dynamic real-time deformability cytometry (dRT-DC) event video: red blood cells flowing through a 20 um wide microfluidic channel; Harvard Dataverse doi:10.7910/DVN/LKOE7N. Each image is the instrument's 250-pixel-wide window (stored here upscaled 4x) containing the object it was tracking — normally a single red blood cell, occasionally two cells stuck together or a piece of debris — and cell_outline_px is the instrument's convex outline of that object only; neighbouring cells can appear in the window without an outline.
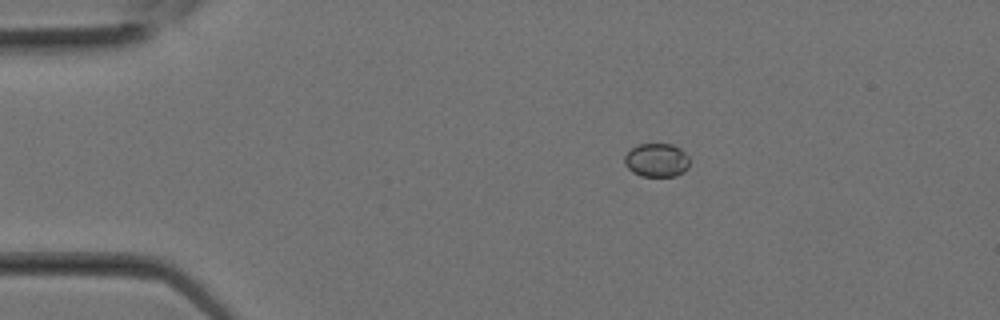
{"species": "Egyptian fruit bat (a non-hibernating species)", "species_latin": "Rousettus aegyptiacus", "temperature_condition": "room temperature", "stored_images_in_passage": 15, "camera_frame_rate_fps": 3000, "um_per_image_px": 0.085, "animal": {"sex": "female"}, "frame": {"image": 1, "passage_image": 1, "time_ms": 0.0, "image_size_px": [1000, 320], "cell_outline_px": [[688, 168], [684, 172], [676, 176], [640, 176], [632, 172], [624, 164], [624, 156], [632, 148], [640, 144], [672, 144], [680, 148], [688, 156]], "centroid_in_image_um": [55.81, 13.62], "position_along_channel_um": 29.2, "area_um2": 12.77}}
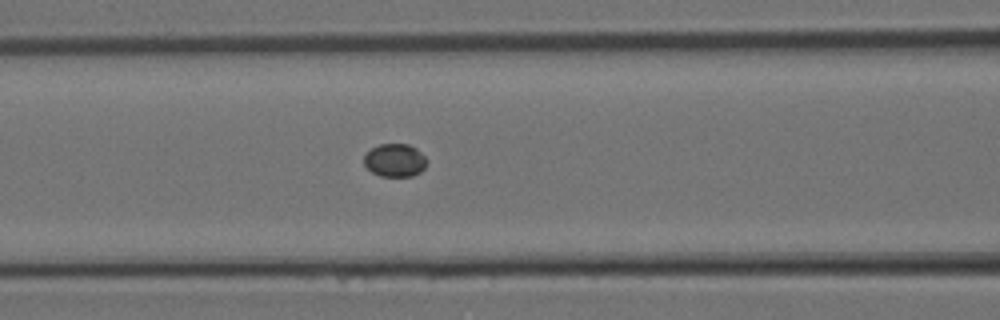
{"frame": {"image": 2, "passage_image": 7, "time_ms": 2.0, "image_size_px": [1000, 320], "cell_outline_px": [[428, 160], [424, 168], [420, 172], [412, 176], [380, 176], [372, 172], [364, 164], [364, 156], [372, 148], [380, 144], [408, 144], [416, 148]], "centroid_in_image_um": [33.58, 13.62], "position_along_channel_um": 133.0, "area_um2": 12.02}}
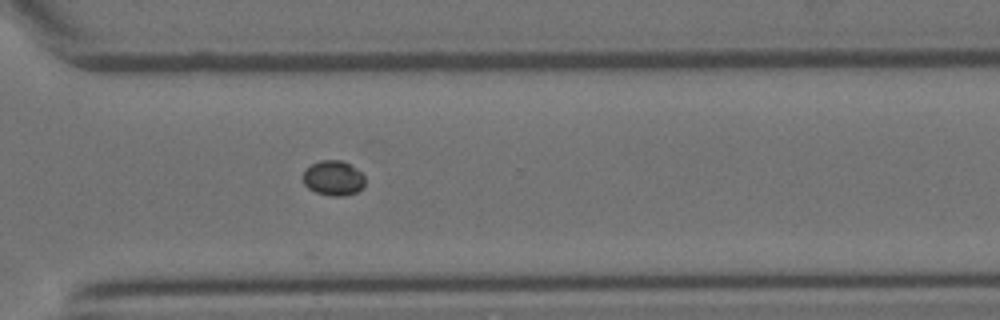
{"frame": {"image": 3, "passage_image": 15, "time_ms": 4.667, "image_size_px": [1000, 320], "cell_outline_px": [[364, 184], [356, 192], [344, 196], [332, 196], [316, 192], [308, 188], [304, 184], [304, 172], [312, 164], [320, 160], [340, 160], [348, 164], [360, 172], [364, 176]], "centroid_in_image_um": [28.33, 15.14], "position_along_channel_um": 342.3, "area_um2": 12.31}}